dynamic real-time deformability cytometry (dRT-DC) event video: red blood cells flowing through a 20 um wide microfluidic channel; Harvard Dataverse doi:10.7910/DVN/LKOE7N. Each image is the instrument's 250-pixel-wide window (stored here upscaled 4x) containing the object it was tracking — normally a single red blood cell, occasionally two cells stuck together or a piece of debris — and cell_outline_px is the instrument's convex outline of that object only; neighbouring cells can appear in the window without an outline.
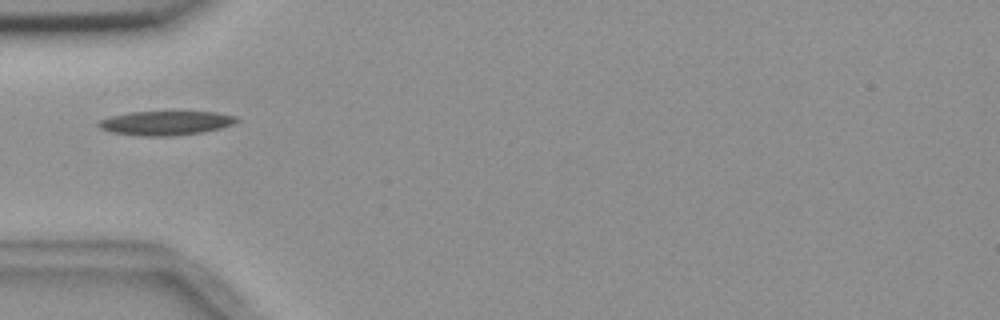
{"species": "common noctule bat (a hibernating species)", "species_latin": "Nyctalus noctula", "temperature_condition": "room temperature", "stored_images_in_passage": 2, "camera_frame_rate_fps": 3000, "um_per_image_px": 0.085, "animal": {"sex": "female", "body_mass_g": 18.4}, "frame": {"image": 1, "passage_image": 1, "time_ms": 0.0, "image_size_px": [1000, 320], "cell_outline_px": [[240, 120], [232, 124], [220, 128], [200, 132], [176, 136], [140, 136], [112, 132], [100, 128], [96, 124], [100, 120], [112, 116], [132, 112], [216, 112], [236, 116]], "centroid_in_image_um": [14.09, 10.46], "position_along_channel_um": 70.9, "area_um2": 19.31}}